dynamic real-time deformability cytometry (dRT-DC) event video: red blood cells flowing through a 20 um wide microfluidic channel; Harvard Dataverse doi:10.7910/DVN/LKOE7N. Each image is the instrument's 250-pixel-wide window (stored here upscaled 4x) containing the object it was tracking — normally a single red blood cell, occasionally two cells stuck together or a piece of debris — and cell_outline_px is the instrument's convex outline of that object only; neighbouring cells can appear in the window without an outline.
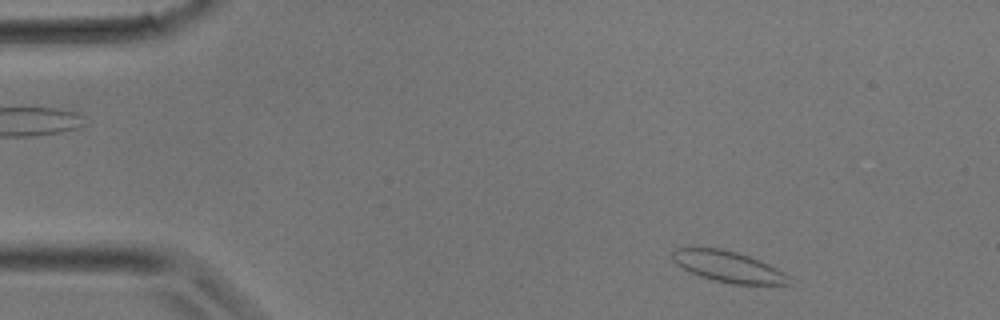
{"species": "common noctule bat (a hibernating species)", "species_latin": "Nyctalus noctula", "temperature_condition": "room temperature", "stored_images_in_passage": 29, "camera_frame_rate_fps": 3000, "um_per_image_px": 0.085, "animal": {"sex": "male", "body_mass_g": 17.9}, "frame": {"image": 1, "passage_image": 1, "time_ms": 0.0, "image_size_px": [1000, 320], "cell_outline_px": [[788, 284], [732, 284], [700, 276], [684, 268], [672, 260], [672, 252], [676, 248], [720, 248], [736, 252], [748, 256], [768, 264], [784, 272], [788, 276]], "centroid_in_image_um": [61.88, 22.65], "position_along_channel_um": 23.1, "area_um2": 20.52}}
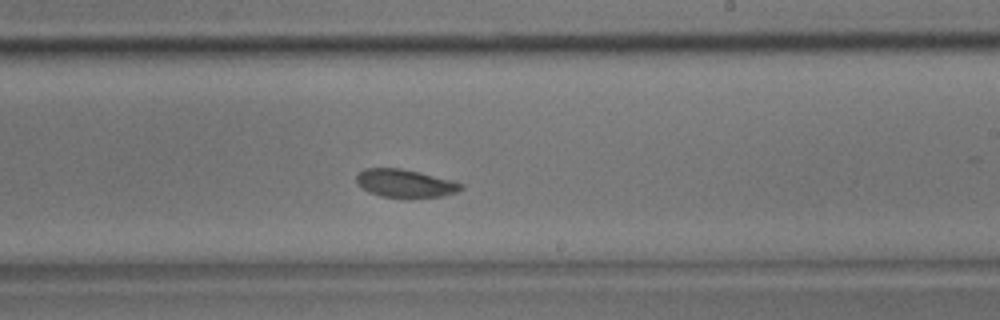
{"frame": {"image": 2, "passage_image": 16, "time_ms": 5.0, "image_size_px": [1000, 320], "cell_outline_px": [[464, 188], [456, 192], [440, 196], [380, 196], [368, 192], [356, 184], [356, 176], [364, 168], [400, 168], [420, 172], [464, 184]], "centroid_in_image_um": [34.39, 15.56], "position_along_channel_um": 254.6, "area_um2": 16.7}}
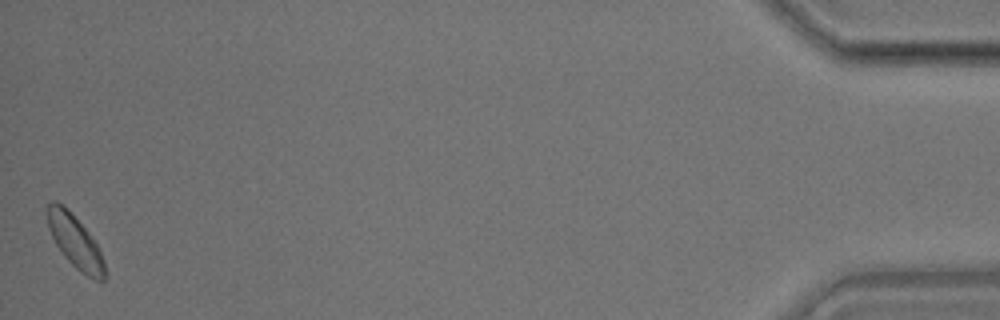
{"frame": {"image": 3, "passage_image": 29, "time_ms": 9.333, "image_size_px": [1000, 320], "cell_outline_px": [[104, 280], [96, 280], [80, 272], [64, 256], [56, 244], [48, 228], [48, 204], [52, 200], [56, 200], [88, 232], [96, 244], [104, 260]], "centroid_in_image_um": [6.38, 20.57], "position_along_channel_um": 428.8, "area_um2": 16.82}}